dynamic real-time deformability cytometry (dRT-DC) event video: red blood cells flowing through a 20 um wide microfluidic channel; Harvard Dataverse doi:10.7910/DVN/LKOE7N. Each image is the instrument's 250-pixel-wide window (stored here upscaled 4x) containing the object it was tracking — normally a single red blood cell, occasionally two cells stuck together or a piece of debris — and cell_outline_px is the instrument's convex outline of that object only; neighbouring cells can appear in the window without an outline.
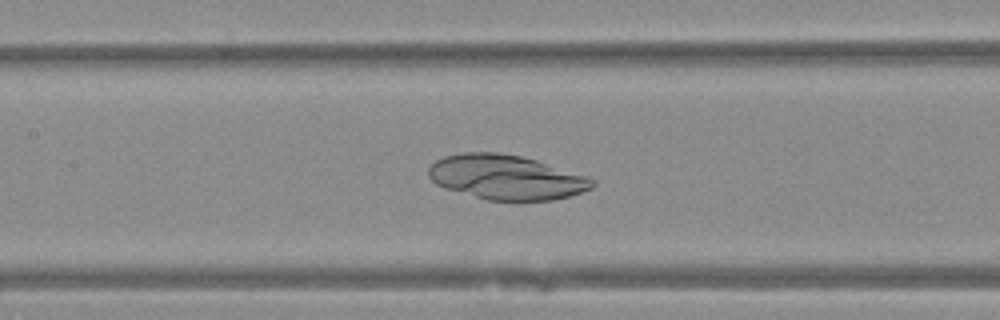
{"species": "Egyptian fruit bat (a non-hibernating species)", "species_latin": "Rousettus aegyptiacus", "temperature_condition": "warm", "stored_images_in_passage": 50, "camera_frame_rate_fps": 3000, "um_per_image_px": 0.085, "animal": {"sex": "female"}, "frame": {"image": 1, "passage_image": 23, "time_ms": 7.333, "image_size_px": [1000, 320], "cell_outline_px": [[588, 188], [564, 196], [540, 200], [496, 200], [456, 188], [444, 184], [436, 164], [440, 160], [452, 156], [516, 156], [528, 160], [572, 176], [580, 180]], "centroid_in_image_um": [43.06, 15.13], "position_along_channel_um": 164.3, "area_um2": 34.91}}
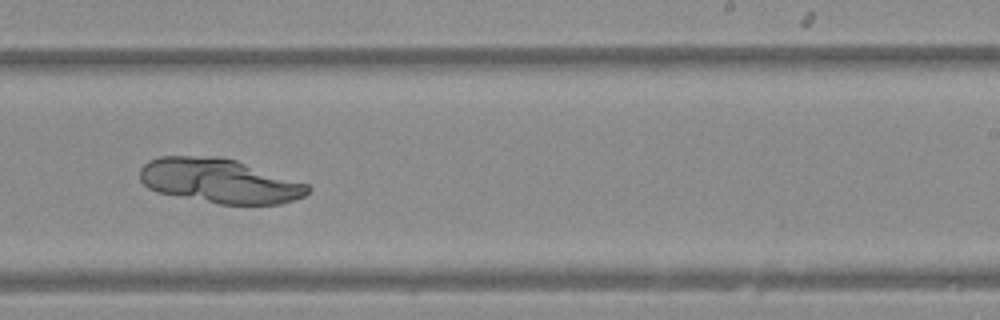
{"frame": {"image": 2, "passage_image": 31, "time_ms": 10.0, "image_size_px": [1000, 320], "cell_outline_px": [[308, 192], [300, 196], [288, 200], [268, 204], [228, 204], [164, 192], [152, 188], [144, 180], [144, 168], [152, 160], [232, 160], [300, 184], [308, 188]], "centroid_in_image_um": [18.73, 15.45], "position_along_channel_um": 270.3, "area_um2": 37.97}}
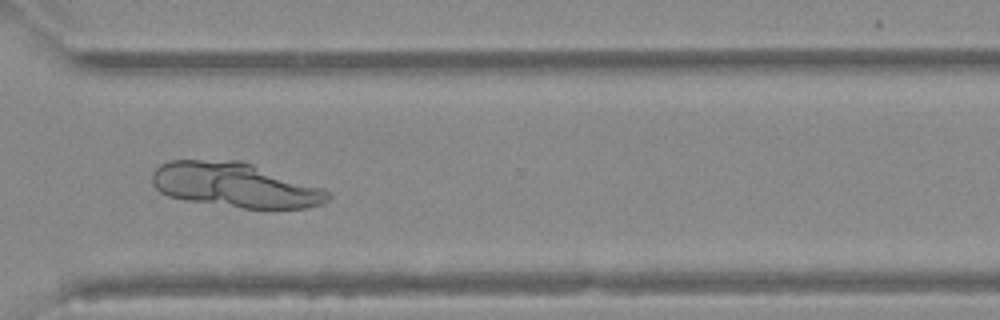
{"frame": {"image": 3, "passage_image": 37, "time_ms": 12.0, "image_size_px": [1000, 320], "cell_outline_px": [[312, 204], [296, 208], [248, 208], [176, 196], [164, 192], [160, 188], [160, 168], [164, 164], [180, 160], [192, 160], [244, 164], [296, 188], [304, 192]], "centroid_in_image_um": [19.45, 15.74], "position_along_channel_um": 351.2, "area_um2": 36.53}}